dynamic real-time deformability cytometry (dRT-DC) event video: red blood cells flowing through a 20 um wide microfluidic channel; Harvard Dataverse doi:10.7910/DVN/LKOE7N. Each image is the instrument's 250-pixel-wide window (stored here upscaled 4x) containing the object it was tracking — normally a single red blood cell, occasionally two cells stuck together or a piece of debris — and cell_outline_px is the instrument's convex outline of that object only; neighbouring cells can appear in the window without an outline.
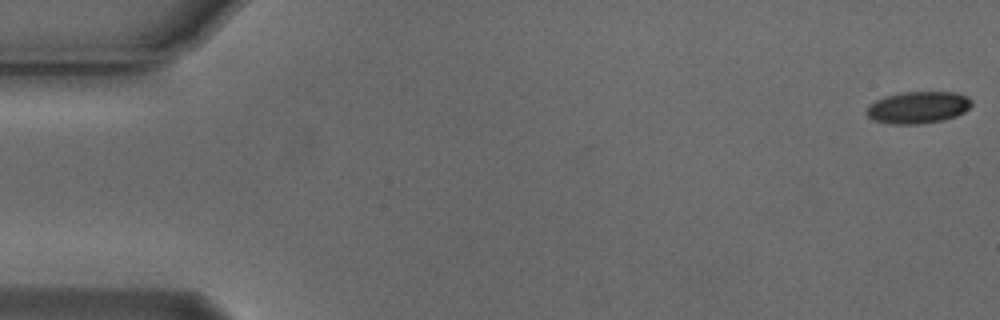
{"species": "Egyptian fruit bat (a non-hibernating species)", "species_latin": "Rousettus aegyptiacus", "temperature_condition": "cold", "stored_images_in_passage": 55, "camera_frame_rate_fps": 3000, "um_per_image_px": 0.085, "animal": {"sex": "male"}, "frame": {"image": 1, "passage_image": 1, "time_ms": 0.0, "image_size_px": [1000, 320], "cell_outline_px": [[972, 104], [964, 112], [956, 116], [944, 120], [916, 124], [896, 124], [872, 120], [864, 112], [868, 104], [884, 96], [904, 92], [956, 92], [968, 96], [972, 100]], "centroid_in_image_um": [78.02, 9.12], "position_along_channel_um": 7.0, "area_um2": 19.71}}
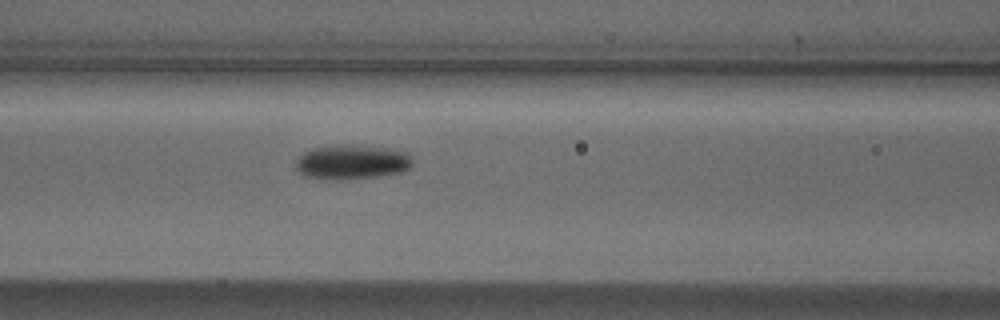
{"frame": {"image": 2, "passage_image": 23, "time_ms": 7.333, "image_size_px": [1000, 320], "cell_outline_px": [[412, 164], [408, 168], [400, 172], [376, 176], [304, 176], [296, 168], [296, 160], [304, 152], [312, 148], [348, 144], [384, 148], [408, 152], [412, 160]], "centroid_in_image_um": [29.94, 13.71], "position_along_channel_um": 136.7, "area_um2": 22.14}}
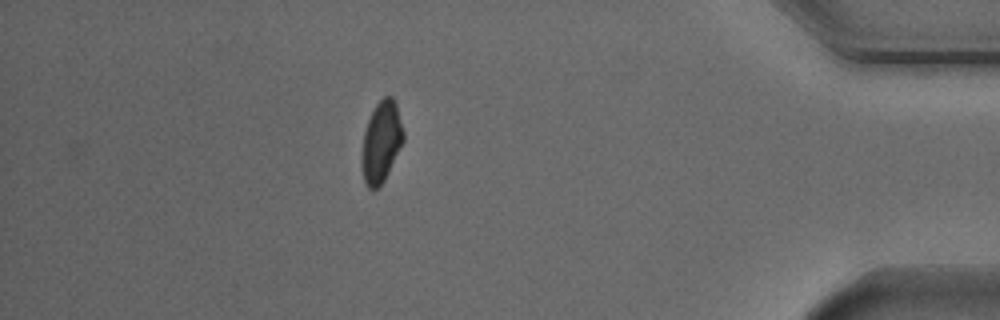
{"frame": {"image": 3, "passage_image": 48, "time_ms": 15.667, "image_size_px": [1000, 320], "cell_outline_px": [[404, 140], [380, 188], [372, 192], [368, 188], [364, 180], [360, 160], [364, 132], [368, 120], [376, 104], [384, 96], [392, 96], [396, 104], [404, 132]], "centroid_in_image_um": [32.39, 12.1], "position_along_channel_um": 402.8, "area_um2": 19.77}, "authors_computed_cell_mechanics": {"area_um2": 20.5768, "velocity_mm_per_s": 3.7572, "shape_relaxation_time_tau1_ms": 2.8365, "shape_relaxation_time_tau2_ms": null, "deformation_change_tau1": 0.1104, "deformation_change_tau2": null}}